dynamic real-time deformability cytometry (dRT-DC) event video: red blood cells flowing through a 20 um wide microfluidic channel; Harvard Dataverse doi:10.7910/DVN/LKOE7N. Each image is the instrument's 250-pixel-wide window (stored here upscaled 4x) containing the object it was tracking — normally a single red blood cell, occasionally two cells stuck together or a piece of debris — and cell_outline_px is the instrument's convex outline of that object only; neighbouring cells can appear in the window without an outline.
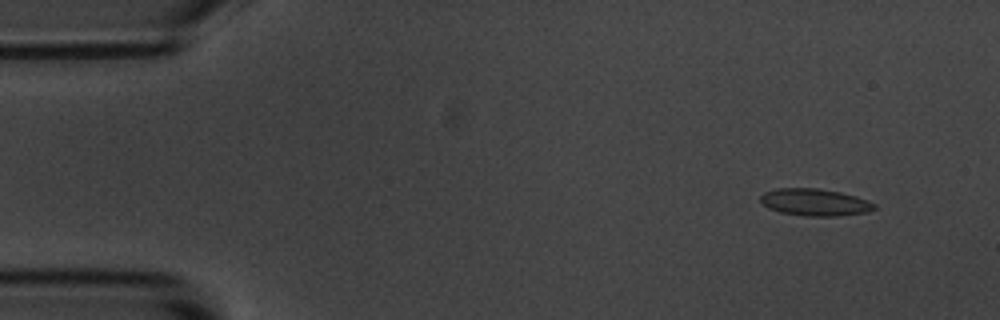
{"species": "common noctule bat (a hibernating species)", "species_latin": "Nyctalus noctula", "temperature_condition": "room temperature", "stored_images_in_passage": 3, "camera_frame_rate_fps": 3000, "um_per_image_px": 0.085, "animal": {"sex": "male", "body_mass_g": 20.1, "forearm_length_mm": 53.5}, "frame": {"image": 1, "passage_image": 1, "time_ms": 0.0, "image_size_px": [1000, 320], "cell_outline_px": [[876, 208], [868, 212], [836, 216], [808, 216], [780, 212], [768, 208], [760, 200], [760, 196], [764, 192], [776, 188], [816, 188], [840, 192], [856, 196], [868, 200], [876, 204]], "centroid_in_image_um": [69.27, 17.19], "position_along_channel_um": 15.7, "area_um2": 17.98}}